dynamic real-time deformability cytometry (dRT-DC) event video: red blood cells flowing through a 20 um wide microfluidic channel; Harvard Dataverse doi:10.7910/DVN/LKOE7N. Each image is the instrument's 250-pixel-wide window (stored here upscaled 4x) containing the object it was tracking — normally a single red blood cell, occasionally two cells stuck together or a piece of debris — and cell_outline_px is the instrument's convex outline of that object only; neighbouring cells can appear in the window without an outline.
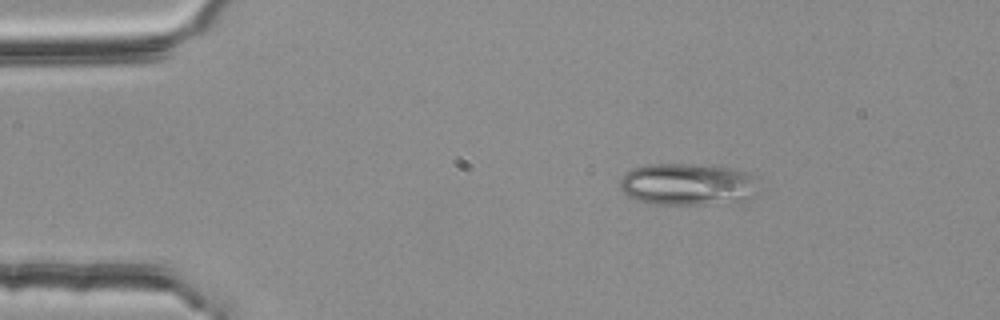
{"species": "common noctule bat (a hibernating species)", "species_latin": "Nyctalus noctula", "temperature_condition": "room temperature", "stored_images_in_passage": 3, "camera_frame_rate_fps": 3000, "um_per_image_px": 0.085, "animal": {"sex": "female", "body_mass_g": 25.1}, "frame": {"image": 1, "passage_image": 1, "time_ms": 0.0, "image_size_px": [1000, 320], "cell_outline_px": [[760, 196], [748, 200], [704, 204], [648, 204], [636, 200], [628, 196], [620, 188], [620, 180], [632, 168], [648, 164], [704, 164], [732, 168], [748, 172], [756, 176], [760, 192]], "centroid_in_image_um": [58.55, 15.67], "position_along_channel_um": 26.5, "area_um2": 34.74}}